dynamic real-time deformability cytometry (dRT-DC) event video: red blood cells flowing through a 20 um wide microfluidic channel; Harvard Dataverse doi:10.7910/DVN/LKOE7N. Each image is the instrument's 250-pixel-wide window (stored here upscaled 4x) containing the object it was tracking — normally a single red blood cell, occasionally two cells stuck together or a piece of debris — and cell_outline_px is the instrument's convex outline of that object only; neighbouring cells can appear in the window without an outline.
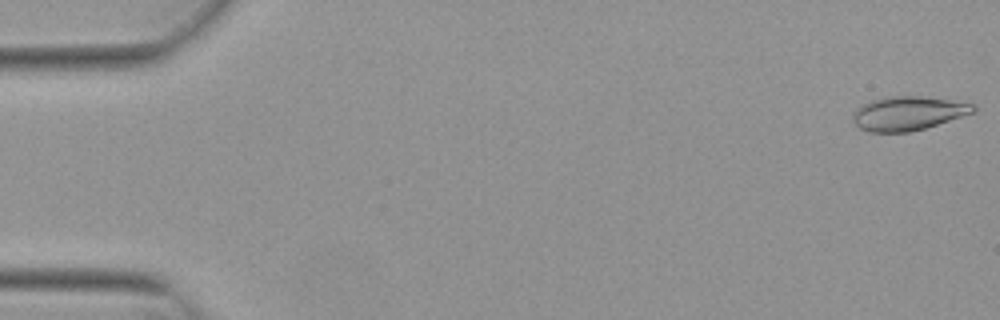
{"species": "Egyptian fruit bat (a non-hibernating species)", "species_latin": "Rousettus aegyptiacus", "temperature_condition": "warm", "stored_images_in_passage": 13, "camera_frame_rate_fps": 3000, "um_per_image_px": 0.085, "animal": {"sex": "female"}, "frame": {"image": 1, "passage_image": 1, "time_ms": 0.0, "image_size_px": [1000, 320], "cell_outline_px": [[976, 112], [924, 128], [908, 132], [868, 132], [860, 128], [852, 120], [852, 112], [860, 104], [872, 100], [892, 96], [920, 96], [948, 100], [972, 104], [976, 108]], "centroid_in_image_um": [77.13, 9.63], "position_along_channel_um": 7.9, "area_um2": 23.7}}